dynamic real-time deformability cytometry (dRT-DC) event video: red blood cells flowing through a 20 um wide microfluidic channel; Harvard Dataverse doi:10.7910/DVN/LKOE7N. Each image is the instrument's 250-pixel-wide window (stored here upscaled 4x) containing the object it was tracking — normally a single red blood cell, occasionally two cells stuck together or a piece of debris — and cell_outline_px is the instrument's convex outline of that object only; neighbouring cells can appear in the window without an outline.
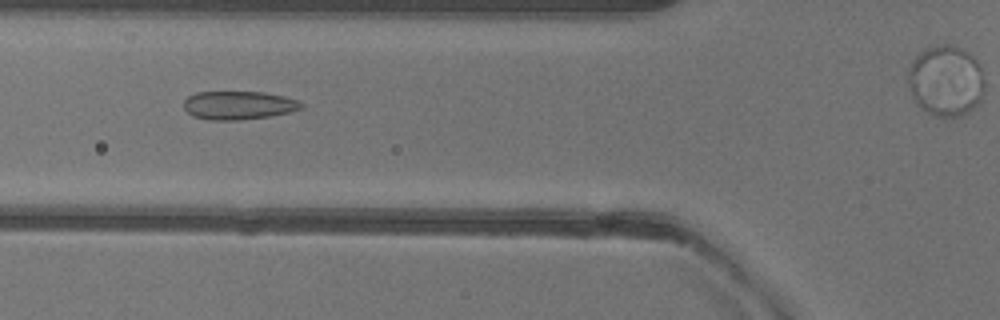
{"species": "common noctule bat (a hibernating species)", "species_latin": "Nyctalus noctula", "temperature_condition": "warm", "stored_images_in_passage": 42, "camera_frame_rate_fps": 3000, "um_per_image_px": 0.085, "animal": {"sex": "female"}, "frame": {"image": 1, "passage_image": 19, "time_ms": 6.0, "image_size_px": [1000, 320], "cell_outline_px": [[304, 108], [272, 116], [236, 120], [212, 120], [192, 116], [184, 108], [184, 100], [188, 96], [196, 92], [264, 92], [284, 96], [300, 100], [304, 104]], "centroid_in_image_um": [20.31, 8.94], "position_along_channel_um": 105.5, "area_um2": 19.59}}
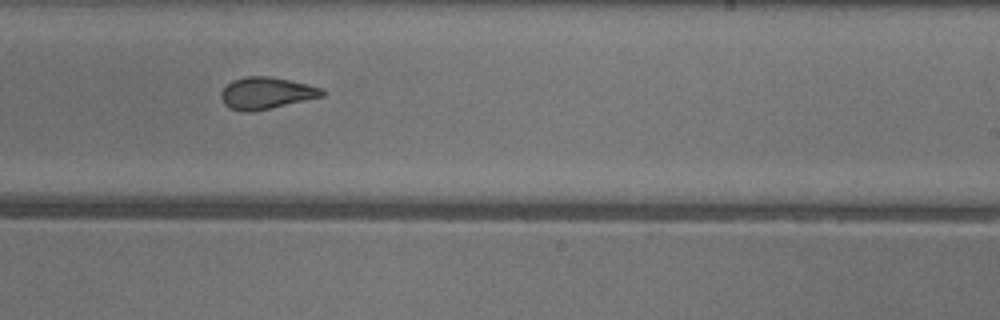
{"frame": {"image": 2, "passage_image": 31, "time_ms": 10.0, "image_size_px": [1000, 320], "cell_outline_px": [[328, 92], [324, 96], [252, 112], [244, 112], [228, 108], [224, 104], [220, 96], [220, 92], [232, 80], [244, 76], [268, 76], [308, 84], [324, 88]], "centroid_in_image_um": [22.64, 7.91], "position_along_channel_um": 266.4, "area_um2": 18.9}}
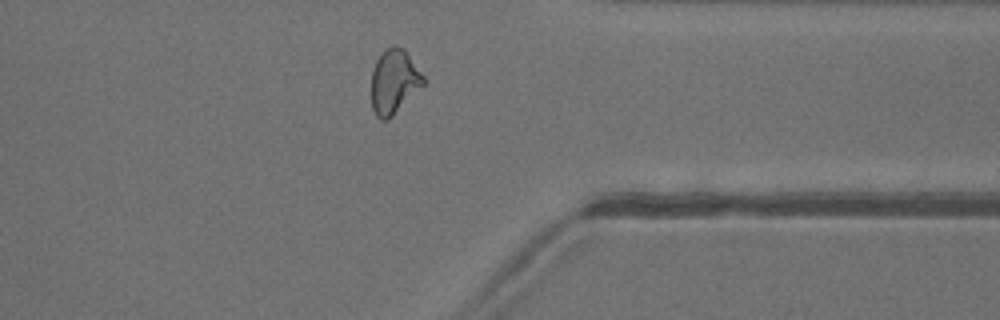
{"frame": {"image": 3, "passage_image": 40, "time_ms": 13.0, "image_size_px": [1000, 320], "cell_outline_px": [[428, 80], [388, 120], [380, 120], [376, 116], [372, 108], [372, 68], [376, 60], [384, 48], [392, 44], [396, 44], [404, 48]], "centroid_in_image_um": [33.51, 6.89], "position_along_channel_um": 377.9, "area_um2": 19.83}}